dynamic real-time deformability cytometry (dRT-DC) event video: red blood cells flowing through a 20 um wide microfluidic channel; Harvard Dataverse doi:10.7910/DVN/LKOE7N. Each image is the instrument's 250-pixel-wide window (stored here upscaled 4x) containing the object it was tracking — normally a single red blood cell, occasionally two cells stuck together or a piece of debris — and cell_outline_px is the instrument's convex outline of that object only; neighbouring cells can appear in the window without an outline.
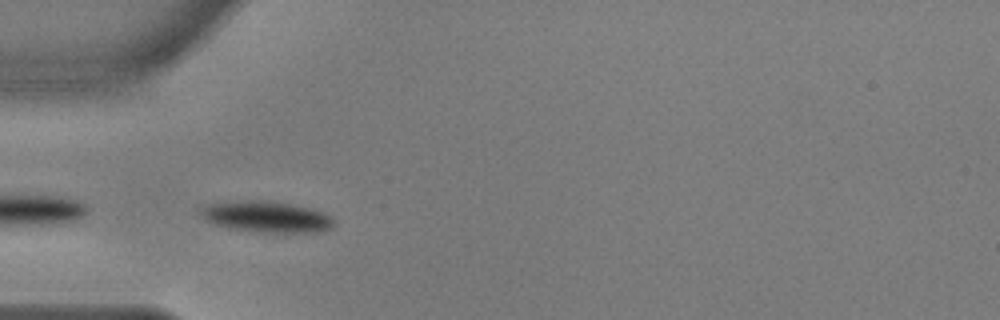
{"species": "common noctule bat (a hibernating species)", "species_latin": "Nyctalus noctula", "temperature_condition": "warm", "stored_images_in_passage": 14, "camera_frame_rate_fps": 3000, "um_per_image_px": 0.085, "animal": {"sex": "male", "body_mass_g": 17.9, "forearm_length_mm": 54.2}, "frame": {"image": 1, "passage_image": 1, "time_ms": 0.0, "image_size_px": [1000, 320], "cell_outline_px": [[336, 224], [332, 228], [320, 232], [256, 232], [228, 228], [216, 224], [208, 220], [200, 212], [208, 204], [236, 200], [272, 200], [312, 208], [324, 212], [332, 216]], "centroid_in_image_um": [22.75, 18.42], "position_along_channel_um": 62.3, "area_um2": 24.39}}
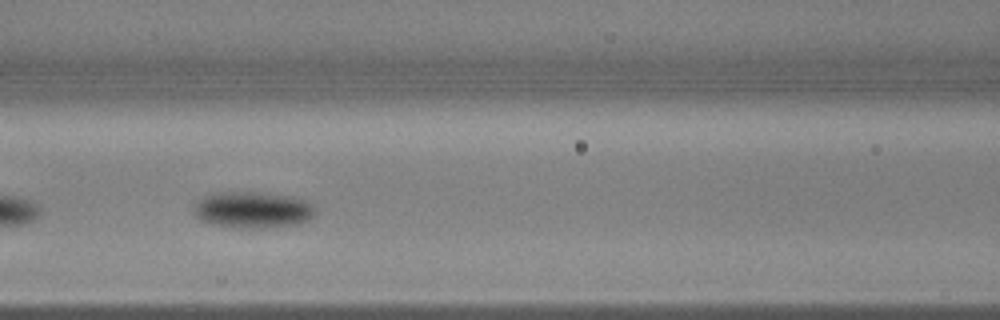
{"frame": {"image": 2, "passage_image": 8, "time_ms": 2.333, "image_size_px": [1000, 320], "cell_outline_px": [[316, 212], [308, 220], [292, 224], [268, 228], [240, 228], [208, 224], [200, 220], [192, 212], [192, 204], [196, 200], [212, 192], [260, 192], [288, 196], [304, 200], [312, 204]], "centroid_in_image_um": [21.37, 17.83], "position_along_channel_um": 145.2, "area_um2": 26.13}}
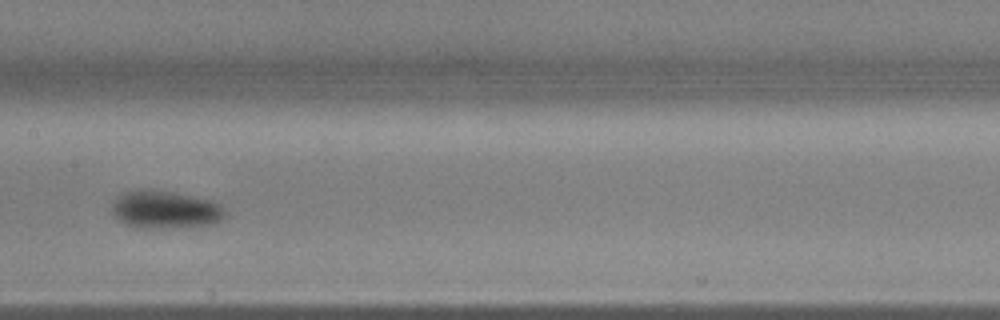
{"frame": {"image": 3, "passage_image": 12, "time_ms": 3.667, "image_size_px": [1000, 320], "cell_outline_px": [[228, 212], [220, 220], [212, 224], [176, 228], [144, 228], [128, 224], [112, 216], [112, 204], [116, 196], [120, 192], [136, 188], [148, 188], [196, 196], [212, 200], [220, 204]], "centroid_in_image_um": [14.02, 17.78], "position_along_channel_um": 193.4, "area_um2": 25.55}}